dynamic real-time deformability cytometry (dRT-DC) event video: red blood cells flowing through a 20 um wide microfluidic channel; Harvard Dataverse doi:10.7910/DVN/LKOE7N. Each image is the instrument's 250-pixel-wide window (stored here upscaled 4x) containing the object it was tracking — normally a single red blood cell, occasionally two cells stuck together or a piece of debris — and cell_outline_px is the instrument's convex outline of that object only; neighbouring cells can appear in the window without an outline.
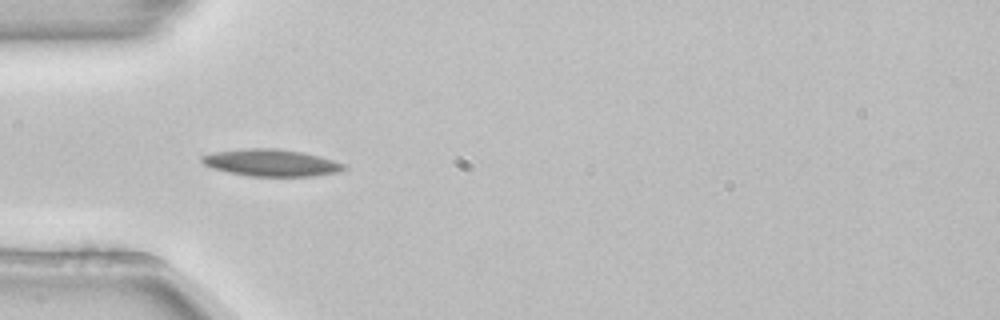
{"species": "common noctule bat (a hibernating species)", "species_latin": "Nyctalus noctula", "temperature_condition": "room temperature", "stored_images_in_passage": 38, "camera_frame_rate_fps": 3000, "um_per_image_px": 0.085, "animal": {"sex": "female", "body_mass_g": 22.7, "forearm_length_mm": 54.2}, "frame": {"image": 1, "passage_image": 1, "time_ms": 0.0, "image_size_px": [1000, 320], "cell_outline_px": [[348, 168], [340, 172], [316, 176], [248, 176], [228, 172], [212, 168], [204, 164], [200, 160], [200, 156], [212, 152], [244, 148], [276, 148], [300, 152], [320, 156], [344, 164]], "centroid_in_image_um": [23.03, 13.83], "position_along_channel_um": 62.0, "area_um2": 22.48}}
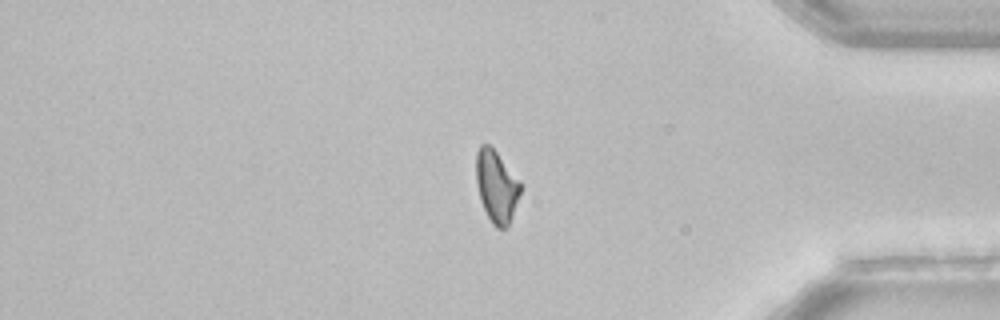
{"frame": {"image": 2, "passage_image": 29, "time_ms": 9.333, "image_size_px": [1000, 320], "cell_outline_px": [[524, 184], [508, 228], [496, 228], [492, 224], [480, 200], [476, 184], [476, 152], [480, 144], [488, 144], [496, 152]], "centroid_in_image_um": [42.22, 15.85], "position_along_channel_um": 393.0, "area_um2": 18.9}}
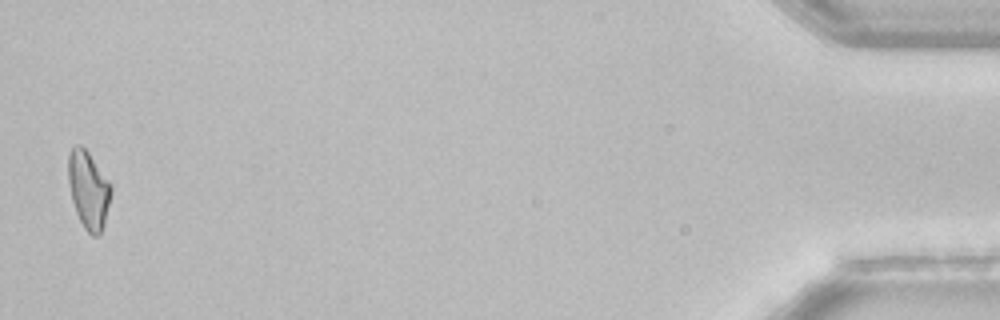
{"frame": {"image": 3, "passage_image": 37, "time_ms": 12.0, "image_size_px": [1000, 320], "cell_outline_px": [[112, 188], [104, 224], [100, 236], [92, 236], [84, 228], [76, 212], [72, 200], [68, 180], [68, 156], [72, 148], [76, 144], [80, 144], [88, 152]], "centroid_in_image_um": [7.5, 16.16], "position_along_channel_um": 427.7, "area_um2": 18.96}, "authors_computed_cell_mechanics": {"area_um2": 19.5942, "velocity_mm_per_s": 3.8541, "shape_relaxation_time_tau1_ms": 6.4822, "shape_relaxation_time_tau2_ms": null, "deformation_change_tau1": 0.1391, "deformation_change_tau2": null}}